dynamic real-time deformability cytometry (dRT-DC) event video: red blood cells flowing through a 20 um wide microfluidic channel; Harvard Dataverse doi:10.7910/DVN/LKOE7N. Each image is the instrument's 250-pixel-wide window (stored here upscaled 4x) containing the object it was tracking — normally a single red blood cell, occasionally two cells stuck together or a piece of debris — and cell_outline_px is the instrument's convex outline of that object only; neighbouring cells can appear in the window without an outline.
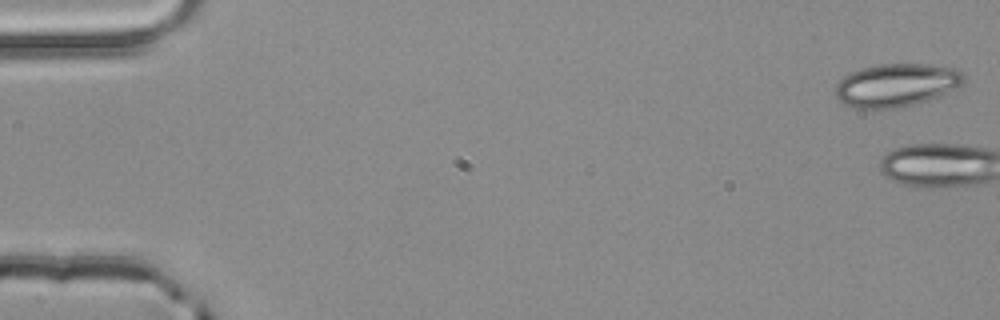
{"species": "common noctule bat (a hibernating species)", "species_latin": "Nyctalus noctula", "temperature_condition": "room temperature", "stored_images_in_passage": 4, "camera_frame_rate_fps": 3000, "um_per_image_px": 0.085, "animal": {"sex": "male", "body_mass_g": 20.4}, "frame": {"image": 1, "passage_image": 1, "time_ms": 0.0, "image_size_px": [1000, 320], "cell_outline_px": [[964, 84], [928, 100], [916, 104], [892, 108], [856, 108], [840, 100], [836, 96], [836, 84], [844, 76], [852, 72], [864, 68], [880, 64], [928, 64], [956, 68], [964, 76]], "centroid_in_image_um": [76.21, 7.22], "position_along_channel_um": 8.8, "area_um2": 31.79}}